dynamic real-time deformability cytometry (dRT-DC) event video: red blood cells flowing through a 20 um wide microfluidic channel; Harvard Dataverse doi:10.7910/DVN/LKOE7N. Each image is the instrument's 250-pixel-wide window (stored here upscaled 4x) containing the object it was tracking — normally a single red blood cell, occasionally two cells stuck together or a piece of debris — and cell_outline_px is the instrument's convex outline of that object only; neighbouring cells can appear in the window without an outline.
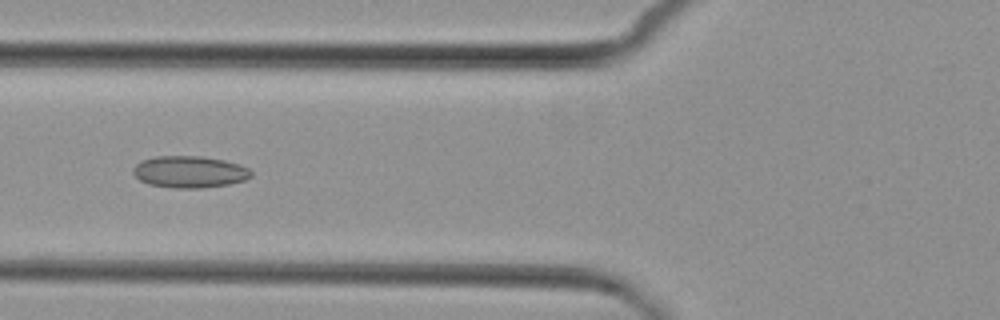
{"species": "common noctule bat (a hibernating species)", "species_latin": "Nyctalus noctula", "temperature_condition": "cold", "stored_images_in_passage": 3, "camera_frame_rate_fps": 3000, "um_per_image_px": 0.085, "animal": {"sex": "female", "body_mass_g": 29.2, "forearm_length_mm": 56.3}, "frame": {"image": 1, "passage_image": 3, "time_ms": 2.333, "image_size_px": [1000, 320], "cell_outline_px": [[252, 176], [244, 180], [228, 184], [200, 188], [176, 188], [148, 184], [140, 180], [132, 172], [132, 168], [136, 164], [144, 160], [156, 156], [200, 156], [224, 160], [240, 164], [248, 168], [252, 172]], "centroid_in_image_um": [16.12, 14.6], "position_along_channel_um": 109.7, "area_um2": 21.79}}